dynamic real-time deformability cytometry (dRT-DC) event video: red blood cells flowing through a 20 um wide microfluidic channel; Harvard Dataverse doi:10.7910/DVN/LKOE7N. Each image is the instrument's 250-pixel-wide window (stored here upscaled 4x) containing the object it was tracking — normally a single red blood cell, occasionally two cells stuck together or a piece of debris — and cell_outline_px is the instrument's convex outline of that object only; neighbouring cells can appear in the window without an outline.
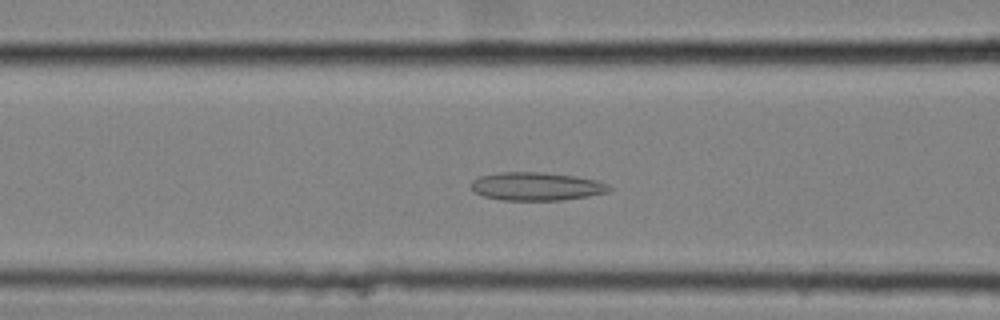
{"species": "common noctule bat (a hibernating species)", "species_latin": "Nyctalus noctula", "temperature_condition": "cold", "stored_images_in_passage": 55, "camera_frame_rate_fps": 3000, "um_per_image_px": 0.085, "animal": {"sex": "female", "body_mass_g": 25.1}, "frame": {"image": 1, "passage_image": 21, "time_ms": 6.667, "image_size_px": [1000, 320], "cell_outline_px": [[612, 188], [608, 192], [588, 196], [560, 200], [500, 200], [484, 196], [476, 192], [472, 188], [472, 180], [480, 176], [500, 172], [544, 172], [576, 176], [596, 180], [608, 184]], "centroid_in_image_um": [45.61, 15.84], "position_along_channel_um": 121.0, "area_um2": 22.66}}
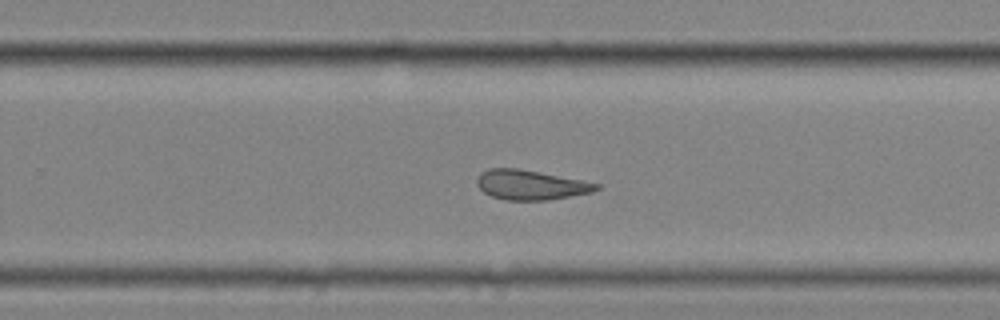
{"frame": {"image": 2, "passage_image": 35, "time_ms": 11.333, "image_size_px": [1000, 320], "cell_outline_px": [[600, 188], [592, 192], [548, 200], [504, 200], [492, 196], [484, 192], [476, 184], [476, 176], [480, 172], [488, 168], [516, 168], [580, 180], [600, 184]], "centroid_in_image_um": [45.05, 15.72], "position_along_channel_um": 284.8, "area_um2": 20.52}}
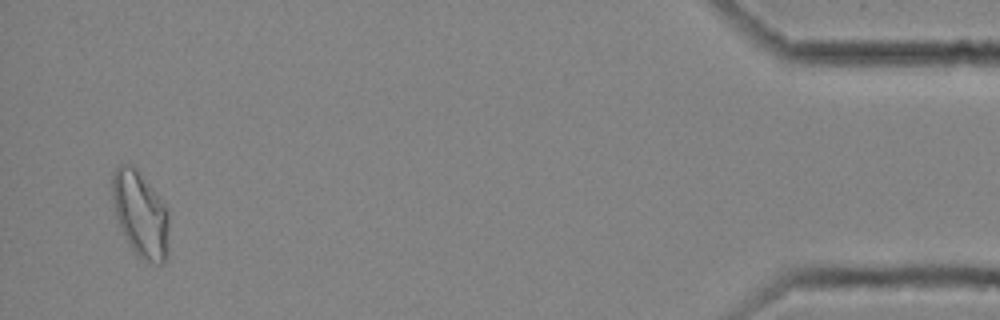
{"frame": {"image": 3, "passage_image": 53, "time_ms": 17.333, "image_size_px": [1000, 320], "cell_outline_px": [[168, 256], [164, 264], [152, 264], [140, 260], [124, 236], [120, 228], [116, 216], [112, 196], [112, 172], [120, 164], [132, 164], [140, 172], [156, 192], [168, 208]], "centroid_in_image_um": [11.96, 18.23], "position_along_channel_um": 423.2, "area_um2": 28.84}, "authors_computed_cell_mechanics": {"area_um2": 23.0622, "velocity_mm_per_s": 3.5137, "shape_relaxation_time_tau1_ms": null, "shape_relaxation_time_tau2_ms": 4.3048, "deformation_change_tau1": null, "deformation_change_tau2": 0.127}}